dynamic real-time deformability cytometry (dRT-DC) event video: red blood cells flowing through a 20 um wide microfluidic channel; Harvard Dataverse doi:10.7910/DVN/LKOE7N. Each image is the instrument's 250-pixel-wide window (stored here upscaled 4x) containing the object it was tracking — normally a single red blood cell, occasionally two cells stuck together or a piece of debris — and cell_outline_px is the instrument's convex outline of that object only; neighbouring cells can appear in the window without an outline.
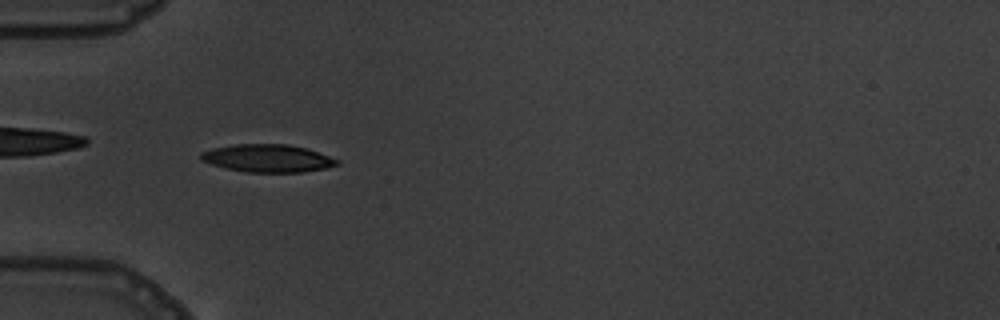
{"species": "common noctule bat (a hibernating species)", "species_latin": "Nyctalus noctula", "temperature_condition": "warm", "stored_images_in_passage": 6, "camera_frame_rate_fps": 3000, "um_per_image_px": 0.085, "animal": {"sex": "male", "body_mass_g": 19.5, "forearm_length_mm": 54.6}, "frame": {"image": 1, "passage_image": 5, "time_ms": 4.667, "image_size_px": [1000, 320], "cell_outline_px": [[340, 164], [324, 168], [304, 172], [248, 172], [224, 168], [200, 160], [200, 152], [212, 148], [236, 144], [288, 144], [308, 148], [340, 160]], "centroid_in_image_um": [22.75, 13.45], "position_along_channel_um": 62.2, "area_um2": 22.14}}